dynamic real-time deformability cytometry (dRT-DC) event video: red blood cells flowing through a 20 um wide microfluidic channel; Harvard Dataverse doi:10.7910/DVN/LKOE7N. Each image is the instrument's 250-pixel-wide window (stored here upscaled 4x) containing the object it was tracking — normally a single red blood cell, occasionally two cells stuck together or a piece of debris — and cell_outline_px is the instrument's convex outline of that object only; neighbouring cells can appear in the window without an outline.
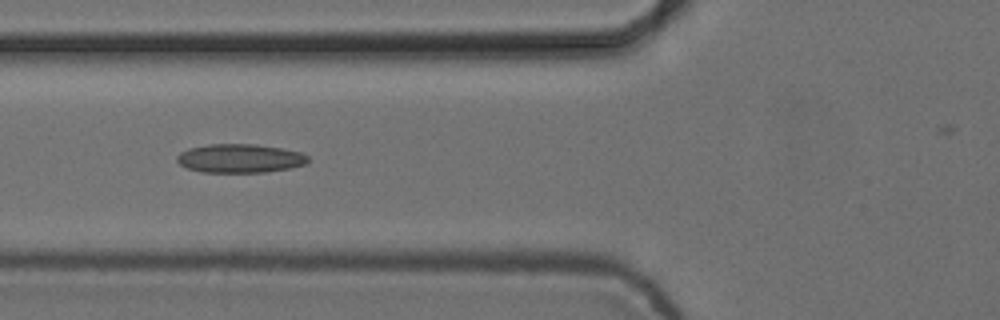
{"species": "common noctule bat (a hibernating species)", "species_latin": "Nyctalus noctula", "temperature_condition": "cold", "stored_images_in_passage": 7, "camera_frame_rate_fps": 3000, "um_per_image_px": 0.085, "animal": {"sex": "female", "body_mass_g": 24.6, "forearm_length_mm": 56.2}, "frame": {"image": 1, "passage_image": 6, "time_ms": 1.667, "image_size_px": [1000, 320], "cell_outline_px": [[308, 160], [304, 164], [288, 168], [264, 172], [204, 172], [188, 168], [180, 164], [176, 160], [176, 156], [180, 152], [188, 148], [208, 144], [256, 144], [280, 148], [300, 152], [308, 156]], "centroid_in_image_um": [20.35, 13.45], "position_along_channel_um": 105.4, "area_um2": 21.79}}
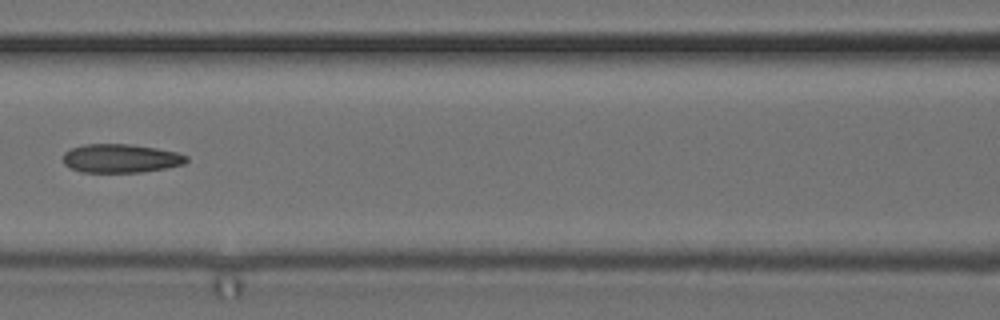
{"frame": {"image": 2, "passage_image": 7, "time_ms": 2.0, "image_size_px": [1000, 320], "cell_outline_px": [[188, 160], [184, 164], [164, 168], [140, 172], [80, 172], [64, 164], [64, 152], [72, 148], [84, 144], [128, 144], [156, 148], [176, 152], [188, 156]], "centroid_in_image_um": [10.26, 13.46], "position_along_channel_um": 156.3, "area_um2": 20.46}}